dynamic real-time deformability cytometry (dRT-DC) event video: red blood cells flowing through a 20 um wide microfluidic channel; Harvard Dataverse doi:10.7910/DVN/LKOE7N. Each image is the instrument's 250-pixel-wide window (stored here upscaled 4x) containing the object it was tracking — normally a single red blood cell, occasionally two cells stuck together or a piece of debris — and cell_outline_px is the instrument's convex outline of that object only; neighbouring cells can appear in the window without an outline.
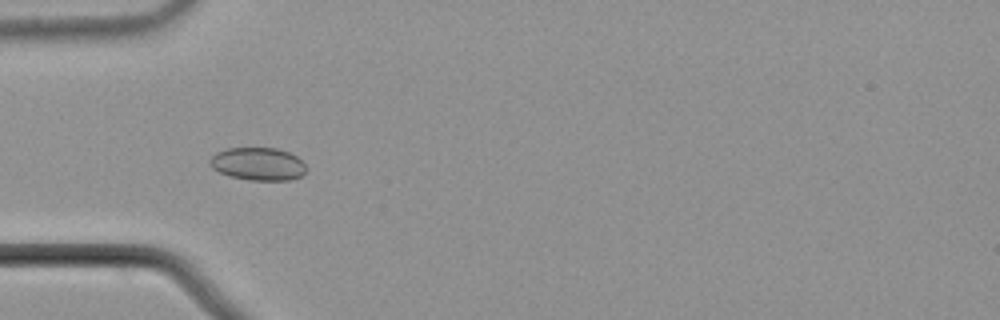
{"species": "common noctule bat (a hibernating species)", "species_latin": "Nyctalus noctula", "temperature_condition": "cold", "stored_images_in_passage": 58, "camera_frame_rate_fps": 3000, "um_per_image_px": 0.085, "animal": {"sex": "male", "body_mass_g": 21.5, "forearm_length_mm": 52.0}, "frame": {"image": 1, "passage_image": 20, "time_ms": 6.333, "image_size_px": [1000, 320], "cell_outline_px": [[308, 168], [300, 176], [288, 180], [248, 180], [232, 176], [220, 172], [212, 168], [208, 164], [208, 160], [216, 152], [228, 148], [276, 148], [288, 152], [296, 156]], "centroid_in_image_um": [21.91, 13.93], "position_along_channel_um": 63.1, "area_um2": 18.38}}
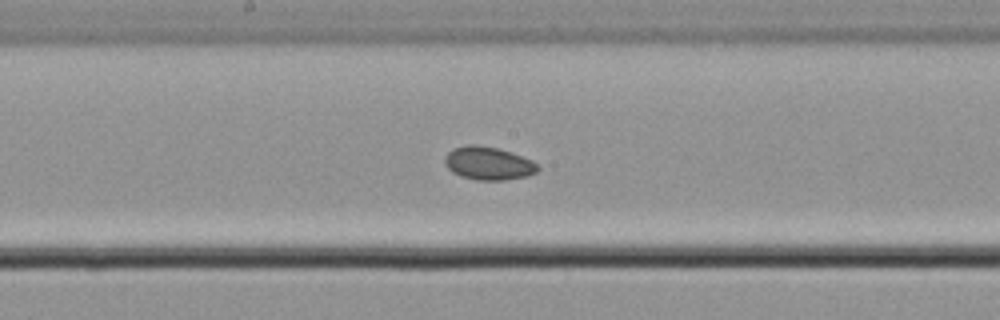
{"frame": {"image": 2, "passage_image": 32, "time_ms": 10.333, "image_size_px": [1000, 320], "cell_outline_px": [[540, 168], [536, 172], [528, 176], [504, 180], [476, 180], [460, 176], [452, 172], [444, 164], [444, 160], [448, 152], [452, 148], [468, 144], [472, 144], [496, 148], [512, 152], [532, 160]], "centroid_in_image_um": [41.5, 13.88], "position_along_channel_um": 206.7, "area_um2": 18.03}}
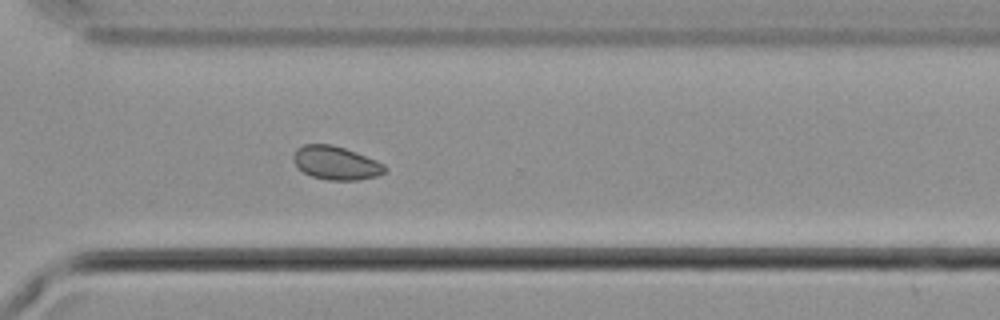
{"frame": {"image": 3, "passage_image": 43, "time_ms": 14.0, "image_size_px": [1000, 320], "cell_outline_px": [[388, 168], [384, 172], [376, 176], [360, 180], [328, 180], [312, 176], [304, 172], [292, 160], [292, 156], [296, 148], [304, 144], [332, 144], [356, 152], [376, 160], [384, 164]], "centroid_in_image_um": [28.55, 13.84], "position_along_channel_um": 342.1, "area_um2": 17.86}, "authors_computed_cell_mechanics": {"area_um2": 18.3226, "velocity_mm_per_s": 3.6793, "shape_relaxation_time_tau1_ms": null, "shape_relaxation_time_tau2_ms": 2.852, "deformation_change_tau1": null, "deformation_change_tau2": 0.044}}